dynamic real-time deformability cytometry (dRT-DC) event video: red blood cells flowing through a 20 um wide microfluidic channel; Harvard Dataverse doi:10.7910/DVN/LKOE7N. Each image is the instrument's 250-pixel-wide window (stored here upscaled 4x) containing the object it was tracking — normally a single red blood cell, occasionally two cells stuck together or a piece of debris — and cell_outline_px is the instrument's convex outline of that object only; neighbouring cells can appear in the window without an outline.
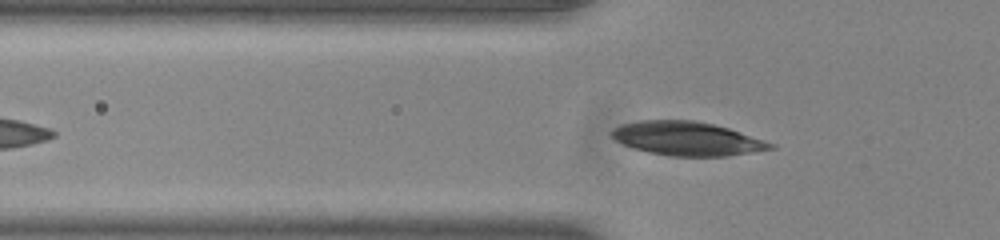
{"species": "common noctule bat (a hibernating species)", "species_latin": "Nyctalus noctula", "temperature_condition": "room temperature", "stored_images_in_passage": 44, "camera_frame_rate_fps": 3000, "um_per_image_px": 0.085, "animal": {"sex": "male", "body_mass_g": 20.0, "forearm_length_mm": 53.3}, "frame": {"image": 1, "passage_image": 9, "time_ms": 2.667, "image_size_px": [1000, 240], "cell_outline_px": [[776, 148], [728, 156], [668, 156], [648, 152], [624, 144], [616, 140], [608, 132], [612, 128], [620, 124], [640, 120], [692, 120], [712, 124], [728, 128], [776, 144]], "centroid_in_image_um": [58.38, 11.78], "position_along_channel_um": 67.4, "area_um2": 31.21}}
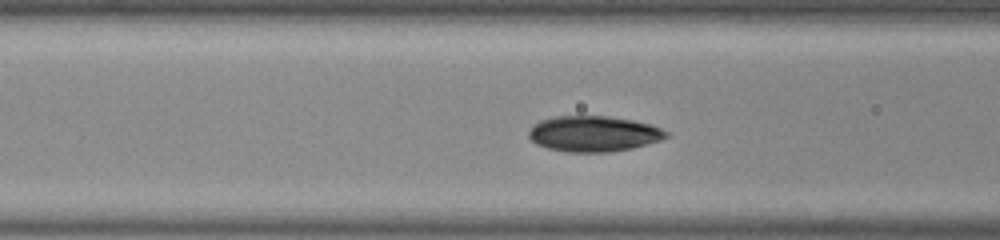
{"frame": {"image": 2, "passage_image": 13, "time_ms": 4.0, "image_size_px": [1000, 240], "cell_outline_px": [[668, 136], [660, 140], [648, 144], [632, 148], [608, 152], [568, 152], [548, 148], [536, 144], [528, 136], [528, 132], [540, 120], [552, 116], [608, 116], [632, 120], [648, 124], [660, 128], [668, 132]], "centroid_in_image_um": [50.45, 11.37], "position_along_channel_um": 116.2, "area_um2": 28.44}}
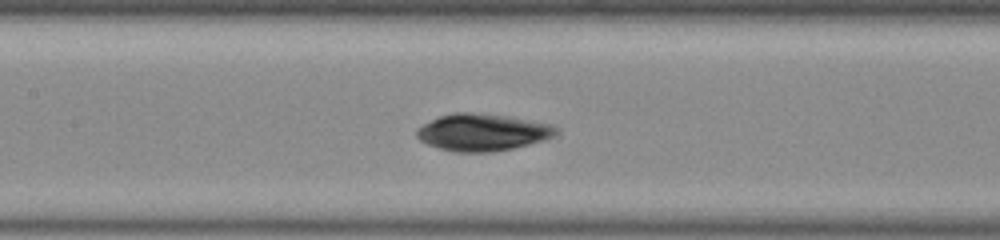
{"frame": {"image": 3, "passage_image": 17, "time_ms": 5.333, "image_size_px": [1000, 240], "cell_outline_px": [[560, 132], [556, 136], [544, 140], [512, 148], [492, 152], [456, 152], [440, 148], [428, 144], [420, 140], [416, 136], [416, 132], [424, 124], [440, 116], [456, 112], [472, 112], [504, 116], [548, 124], [556, 128]], "centroid_in_image_um": [41.01, 11.25], "position_along_channel_um": 166.4, "area_um2": 29.59}}